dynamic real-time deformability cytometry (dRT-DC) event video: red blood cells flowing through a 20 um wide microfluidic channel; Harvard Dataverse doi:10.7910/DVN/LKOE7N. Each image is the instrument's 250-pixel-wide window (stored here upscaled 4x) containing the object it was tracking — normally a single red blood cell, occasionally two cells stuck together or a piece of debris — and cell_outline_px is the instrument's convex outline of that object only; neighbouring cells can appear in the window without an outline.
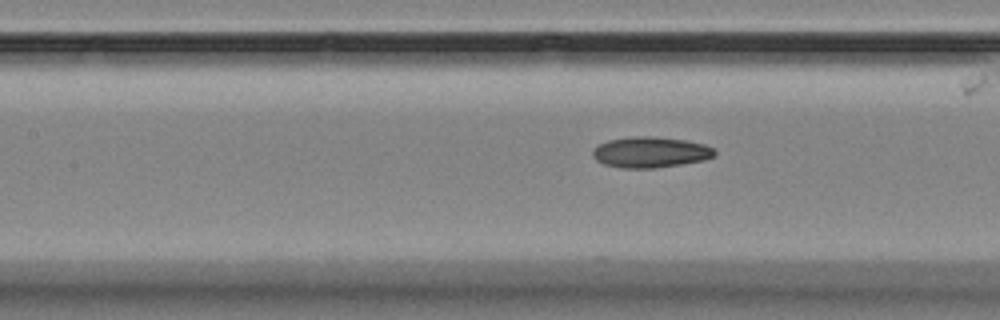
{"species": "Egyptian fruit bat (a non-hibernating species)", "species_latin": "Rousettus aegyptiacus", "temperature_condition": "room temperature", "stored_images_in_passage": 8, "segment_of_instrument_passage": [2, 2], "camera_frame_rate_fps": 3000, "um_per_image_px": 0.085, "animal": {"sex": "female"}, "frame": {"image": 1, "passage_image": 8, "time_ms": 8.0, "image_size_px": [1000, 320], "cell_outline_px": [[716, 156], [704, 160], [656, 168], [620, 168], [604, 164], [596, 160], [592, 156], [592, 148], [608, 140], [632, 136], [652, 136], [684, 140], [704, 144], [712, 148], [716, 152]], "centroid_in_image_um": [55.26, 12.94], "position_along_channel_um": 152.1, "area_um2": 21.96}}